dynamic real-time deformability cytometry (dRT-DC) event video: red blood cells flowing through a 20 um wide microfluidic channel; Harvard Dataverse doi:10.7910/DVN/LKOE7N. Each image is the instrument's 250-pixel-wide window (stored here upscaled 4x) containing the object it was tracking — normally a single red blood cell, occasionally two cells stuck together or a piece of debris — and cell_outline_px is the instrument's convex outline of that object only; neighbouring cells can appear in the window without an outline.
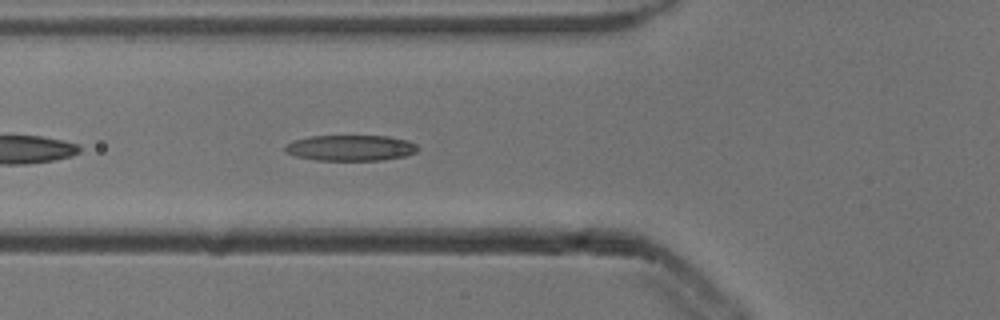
{"species": "common noctule bat (a hibernating species)", "species_latin": "Nyctalus noctula", "temperature_condition": "cold", "stored_images_in_passage": 38, "camera_frame_rate_fps": 3000, "um_per_image_px": 0.085, "animal": {"sex": "male", "body_mass_g": 13.3}, "frame": {"image": 1, "passage_image": 5, "time_ms": 1.333, "image_size_px": [1000, 320], "cell_outline_px": [[420, 148], [416, 152], [404, 156], [384, 160], [316, 160], [296, 156], [284, 152], [284, 144], [292, 140], [308, 136], [388, 136], [408, 140], [416, 144]], "centroid_in_image_um": [29.77, 12.56], "position_along_channel_um": 96.0, "area_um2": 20.17}}
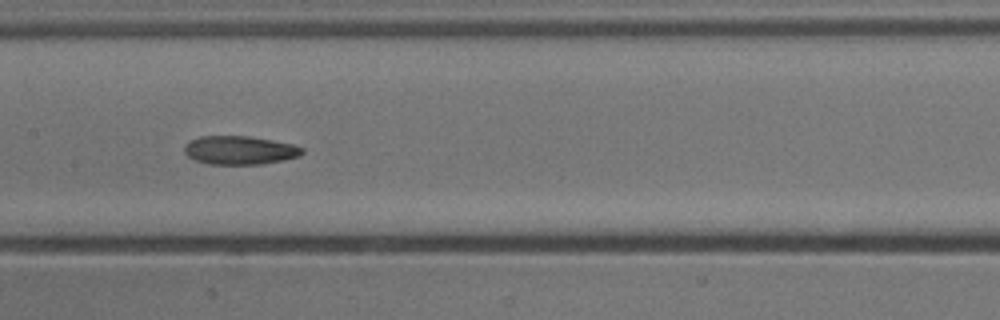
{"frame": {"image": 2, "passage_image": 12, "time_ms": 3.667, "image_size_px": [1000, 320], "cell_outline_px": [[304, 152], [300, 156], [284, 160], [260, 164], [208, 164], [196, 160], [188, 156], [184, 152], [184, 144], [188, 140], [200, 136], [248, 136], [272, 140], [292, 144], [304, 148]], "centroid_in_image_um": [20.36, 12.76], "position_along_channel_um": 187.0, "area_um2": 19.71}}
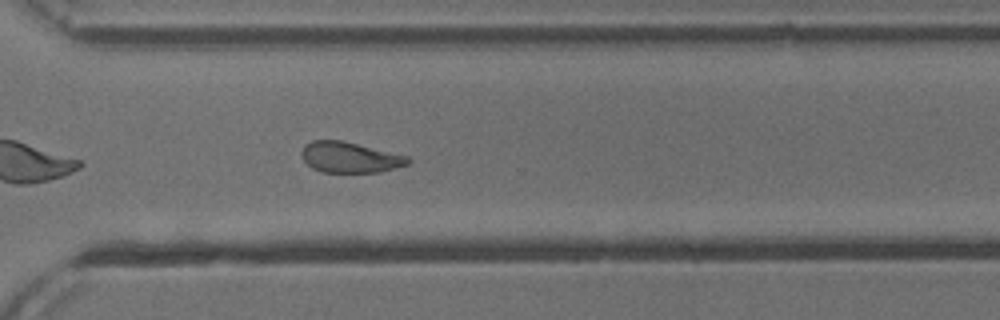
{"frame": {"image": 3, "passage_image": 24, "time_ms": 7.667, "image_size_px": [1000, 320], "cell_outline_px": [[412, 160], [408, 164], [396, 168], [380, 172], [324, 172], [312, 168], [300, 156], [300, 152], [304, 144], [312, 140], [340, 140], [408, 156]], "centroid_in_image_um": [29.72, 13.37], "position_along_channel_um": 340.9, "area_um2": 19.02}, "authors_computed_cell_mechanics": {"area_um2": 20.1722, "velocity_mm_per_s": 3.8618, "shape_relaxation_time_tau1_ms": 3.6085, "shape_relaxation_time_tau2_ms": 2.3603, "deformation_change_tau1": 0.1426, "deformation_change_tau2": 0.0949}}